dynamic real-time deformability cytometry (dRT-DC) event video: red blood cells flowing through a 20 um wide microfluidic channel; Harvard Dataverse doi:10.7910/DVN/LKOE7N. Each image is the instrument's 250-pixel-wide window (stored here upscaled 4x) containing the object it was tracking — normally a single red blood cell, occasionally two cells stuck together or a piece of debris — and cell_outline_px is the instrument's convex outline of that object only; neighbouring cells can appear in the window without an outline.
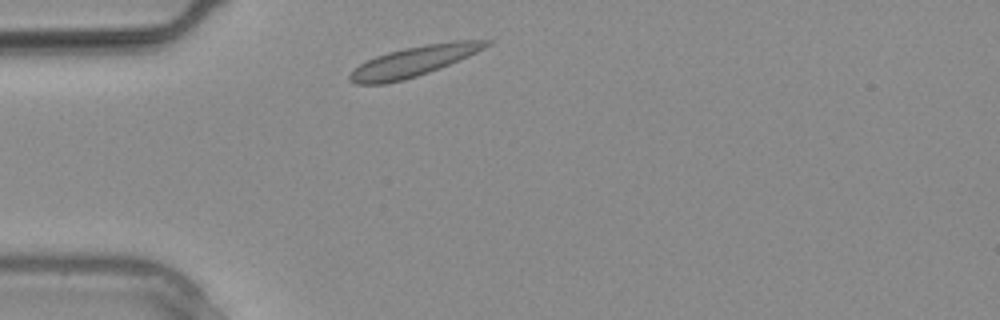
{"species": "common noctule bat (a hibernating species)", "species_latin": "Nyctalus noctula", "temperature_condition": "warm", "stored_images_in_passage": 13, "camera_frame_rate_fps": 3000, "um_per_image_px": 0.085, "animal": {"sex": "male", "body_mass_g": 20.4}, "frame": {"image": 1, "passage_image": 1, "time_ms": 0.0, "image_size_px": [1000, 320], "cell_outline_px": [[492, 44], [468, 56], [440, 68], [404, 80], [384, 84], [356, 84], [348, 80], [348, 76], [360, 64], [376, 56], [388, 52], [404, 48], [424, 44], [456, 40], [492, 40]], "centroid_in_image_um": [35.18, 5.2], "position_along_channel_um": 49.8, "area_um2": 23.81}}